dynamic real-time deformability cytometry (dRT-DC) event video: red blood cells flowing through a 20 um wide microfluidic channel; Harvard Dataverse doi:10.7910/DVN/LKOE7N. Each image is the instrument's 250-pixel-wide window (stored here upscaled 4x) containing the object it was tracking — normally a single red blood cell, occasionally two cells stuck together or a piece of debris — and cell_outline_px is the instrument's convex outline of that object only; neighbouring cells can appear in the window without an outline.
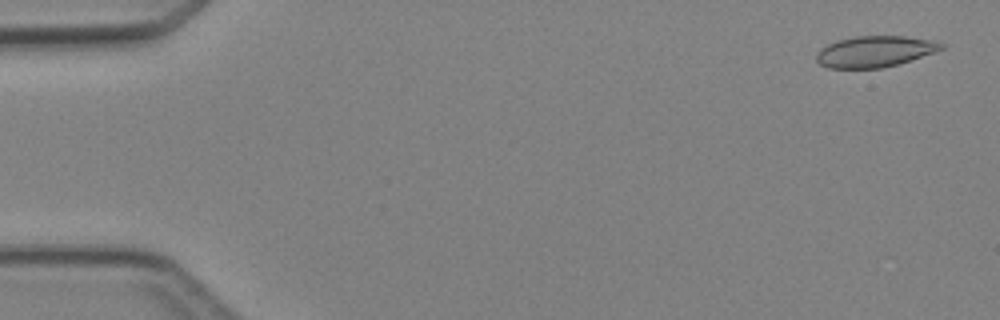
{"species": "Egyptian fruit bat (a non-hibernating species)", "species_latin": "Rousettus aegyptiacus", "temperature_condition": "cold", "stored_images_in_passage": 4, "camera_frame_rate_fps": 3000, "um_per_image_px": 0.085, "animal": {"sex": "female"}, "frame": {"image": 1, "passage_image": 1, "time_ms": 0.0, "image_size_px": [1000, 320], "cell_outline_px": [[944, 48], [900, 64], [880, 68], [828, 68], [820, 64], [816, 60], [816, 52], [820, 48], [836, 40], [852, 36], [904, 36], [928, 40], [944, 44]], "centroid_in_image_um": [74.29, 4.38], "position_along_channel_um": 10.7, "area_um2": 22.6}}